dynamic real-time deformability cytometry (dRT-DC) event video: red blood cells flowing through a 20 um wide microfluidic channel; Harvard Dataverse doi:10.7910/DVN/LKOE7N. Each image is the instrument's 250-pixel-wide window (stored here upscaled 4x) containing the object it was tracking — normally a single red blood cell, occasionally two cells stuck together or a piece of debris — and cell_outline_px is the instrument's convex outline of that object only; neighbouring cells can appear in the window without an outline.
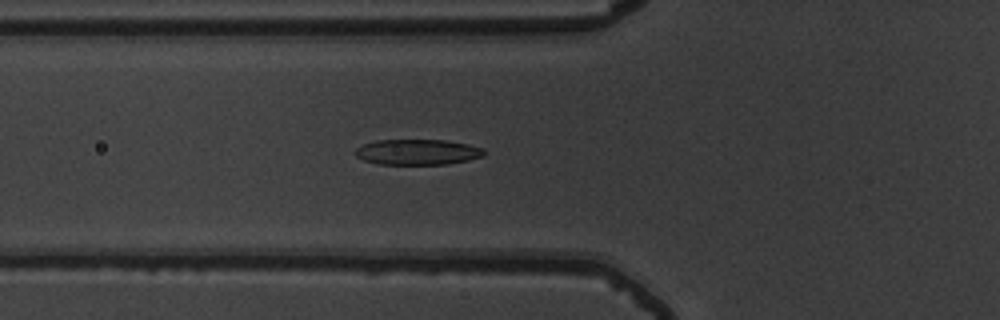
{"species": "common noctule bat (a hibernating species)", "species_latin": "Nyctalus noctula", "temperature_condition": "warm", "stored_images_in_passage": 55, "camera_frame_rate_fps": 3000, "um_per_image_px": 0.085, "animal": {"sex": "male", "body_mass_g": 19.5, "forearm_length_mm": 54.6}, "frame": {"image": 1, "passage_image": 21, "time_ms": 6.667, "image_size_px": [1000, 320], "cell_outline_px": [[484, 156], [468, 160], [448, 164], [380, 164], [364, 160], [356, 156], [356, 148], [364, 144], [376, 140], [444, 140], [468, 144], [484, 148]], "centroid_in_image_um": [35.51, 12.92], "position_along_channel_um": 90.3, "area_um2": 19.07}}
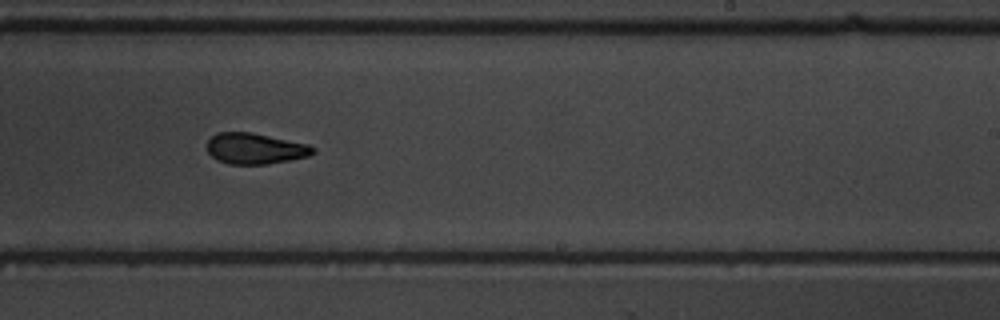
{"frame": {"image": 2, "passage_image": 35, "time_ms": 11.333, "image_size_px": [1000, 320], "cell_outline_px": [[316, 152], [308, 156], [268, 164], [228, 164], [216, 160], [208, 152], [208, 140], [216, 132], [252, 132], [308, 144], [316, 148]], "centroid_in_image_um": [21.69, 12.62], "position_along_channel_um": 267.3, "area_um2": 19.13}}
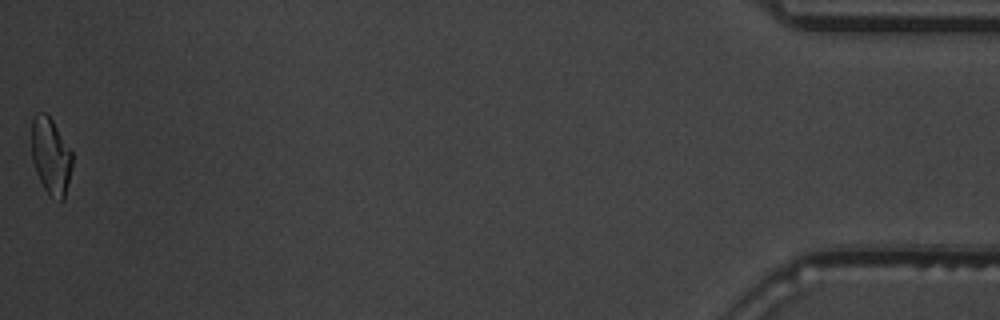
{"frame": {"image": 3, "passage_image": 55, "time_ms": 18.0, "image_size_px": [1000, 320], "cell_outline_px": [[72, 168], [64, 200], [60, 200], [48, 196], [36, 172], [32, 160], [32, 120], [36, 112], [44, 112], [52, 120], [72, 152]], "centroid_in_image_um": [4.32, 13.29], "position_along_channel_um": 430.9, "area_um2": 18.15}, "authors_computed_cell_mechanics": {"area_um2": 19.3052, "velocity_mm_per_s": 3.7979, "shape_relaxation_time_tau1_ms": 4.3782, "shape_relaxation_time_tau2_ms": 2.1793, "deformation_change_tau1": 0.1636, "deformation_change_tau2": 0.0876}}